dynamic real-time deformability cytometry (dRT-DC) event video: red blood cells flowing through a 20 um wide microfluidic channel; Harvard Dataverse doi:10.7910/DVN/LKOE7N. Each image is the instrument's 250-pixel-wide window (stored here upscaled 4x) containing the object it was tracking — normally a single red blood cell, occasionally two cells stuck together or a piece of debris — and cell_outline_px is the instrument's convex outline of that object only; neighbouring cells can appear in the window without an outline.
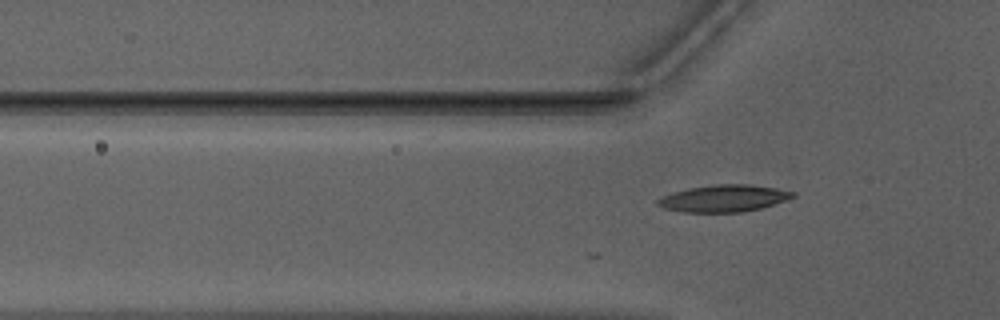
{"species": "Egyptian fruit bat (a non-hibernating species)", "species_latin": "Rousettus aegyptiacus", "temperature_condition": "warm", "stored_images_in_passage": 12, "camera_frame_rate_fps": 3000, "um_per_image_px": 0.085, "animal": {"sex": "male"}, "frame": {"image": 1, "passage_image": 12, "time_ms": 3.667, "image_size_px": [1000, 320], "cell_outline_px": [[796, 196], [760, 208], [740, 212], [684, 212], [664, 208], [656, 204], [656, 200], [672, 192], [688, 188], [712, 184], [748, 184], [776, 188], [796, 192]], "centroid_in_image_um": [61.5, 16.85], "position_along_channel_um": 64.3, "area_um2": 21.1}}